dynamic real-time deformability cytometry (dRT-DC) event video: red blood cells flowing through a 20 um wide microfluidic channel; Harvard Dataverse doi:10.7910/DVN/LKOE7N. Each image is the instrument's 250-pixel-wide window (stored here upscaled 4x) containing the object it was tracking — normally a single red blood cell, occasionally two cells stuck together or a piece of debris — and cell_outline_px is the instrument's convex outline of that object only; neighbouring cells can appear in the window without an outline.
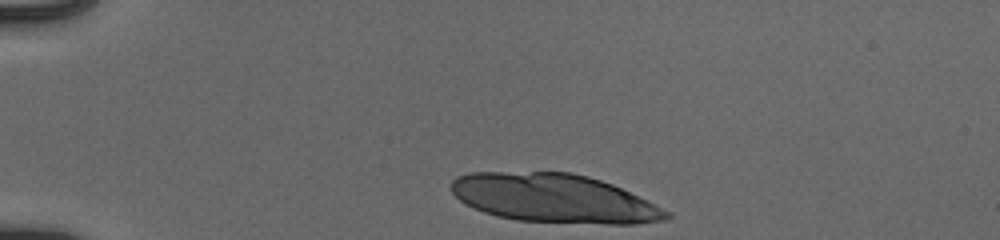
{"species": "human", "species_latin": "Homo sapiens", "temperature_condition": "cold", "stored_images_in_passage": 37, "camera_frame_rate_fps": 3000, "um_per_image_px": 0.085, "donor": {"sex": "male"}, "frame": {"image": 1, "passage_image": 1, "time_ms": 0.0, "image_size_px": [1000, 240], "cell_outline_px": [[672, 216], [664, 220], [636, 224], [608, 224], [516, 220], [496, 216], [484, 212], [464, 204], [452, 192], [452, 180], [456, 176], [472, 172], [572, 172], [588, 176], [612, 184], [672, 212]], "centroid_in_image_um": [47.1, 16.86], "position_along_channel_um": 37.9, "area_um2": 60.98}}
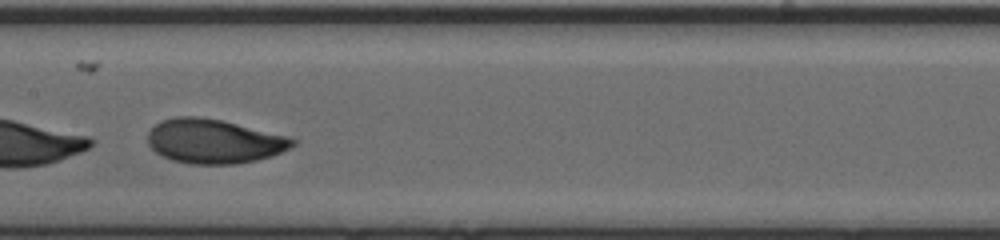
{"frame": {"image": 2, "passage_image": 18, "time_ms": 5.667, "image_size_px": [1000, 240], "cell_outline_px": [[296, 144], [292, 148], [272, 156], [256, 160], [236, 164], [188, 164], [172, 160], [156, 152], [148, 144], [148, 132], [160, 120], [176, 116], [200, 116], [220, 120], [284, 136], [296, 140]], "centroid_in_image_um": [18.16, 12.01], "position_along_channel_um": 189.2, "area_um2": 37.17}}
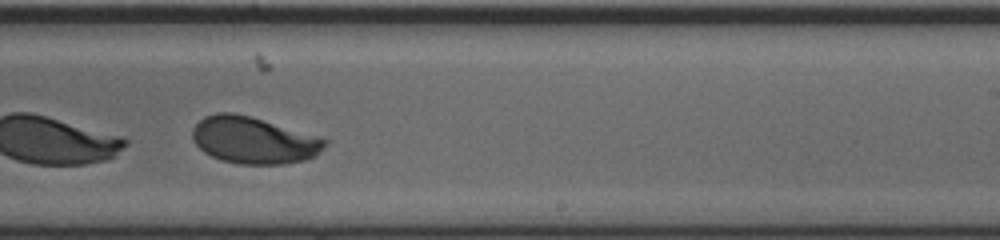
{"frame": {"image": 3, "passage_image": 24, "time_ms": 7.667, "image_size_px": [1000, 240], "cell_outline_px": [[328, 144], [324, 148], [312, 156], [304, 160], [284, 164], [240, 164], [220, 160], [204, 152], [192, 140], [192, 128], [204, 116], [216, 112], [232, 112], [252, 116], [328, 140]], "centroid_in_image_um": [21.51, 11.91], "position_along_channel_um": 267.5, "area_um2": 36.01}, "authors_computed_cell_mechanics": {"area_um2": 36.8186, "velocity_mm_per_s": 3.9129, "shape_relaxation_time_tau1_ms": 1.3465, "shape_relaxation_time_tau2_ms": 0.9791, "deformation_change_tau1": 0.3077, "deformation_change_tau2": 0.0513}}